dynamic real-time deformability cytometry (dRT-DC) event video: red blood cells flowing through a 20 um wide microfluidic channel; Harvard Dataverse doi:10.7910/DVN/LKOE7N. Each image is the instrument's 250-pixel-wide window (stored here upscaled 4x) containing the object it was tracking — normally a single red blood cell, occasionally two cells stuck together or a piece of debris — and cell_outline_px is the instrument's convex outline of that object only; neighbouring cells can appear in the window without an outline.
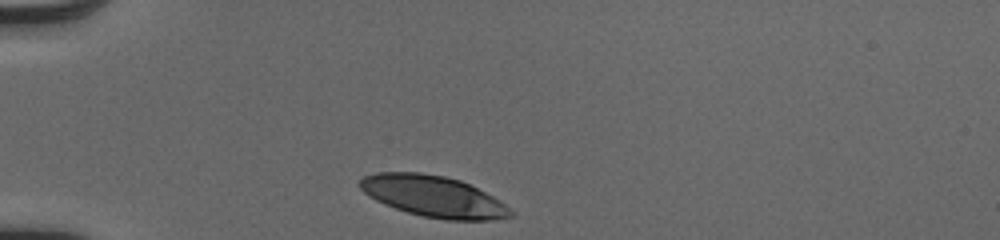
{"species": "human", "species_latin": "Homo sapiens", "temperature_condition": "cold", "stored_images_in_passage": 30, "camera_frame_rate_fps": 3000, "um_per_image_px": 0.085, "donor": {"sex": "male"}, "frame": {"image": 1, "passage_image": 1, "time_ms": 0.0, "image_size_px": [1000, 240], "cell_outline_px": [[516, 212], [512, 216], [496, 220], [448, 220], [424, 216], [408, 212], [384, 204], [368, 196], [360, 188], [360, 180], [364, 176], [376, 172], [420, 172], [444, 176], [460, 180], [500, 200]], "centroid_in_image_um": [36.86, 16.69], "position_along_channel_um": 48.1, "area_um2": 36.13}}
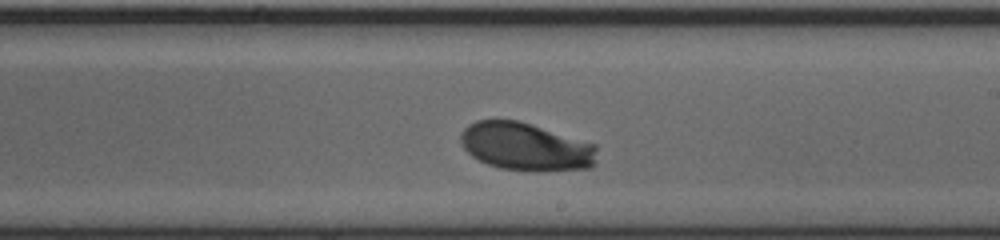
{"frame": {"image": 2, "passage_image": 18, "time_ms": 5.667, "image_size_px": [1000, 240], "cell_outline_px": [[596, 164], [592, 168], [540, 172], [532, 172], [500, 168], [488, 164], [472, 156], [464, 148], [460, 140], [460, 136], [464, 128], [468, 124], [476, 120], [516, 120], [596, 144]], "centroid_in_image_um": [44.71, 12.49], "position_along_channel_um": 244.3, "area_um2": 38.26}}
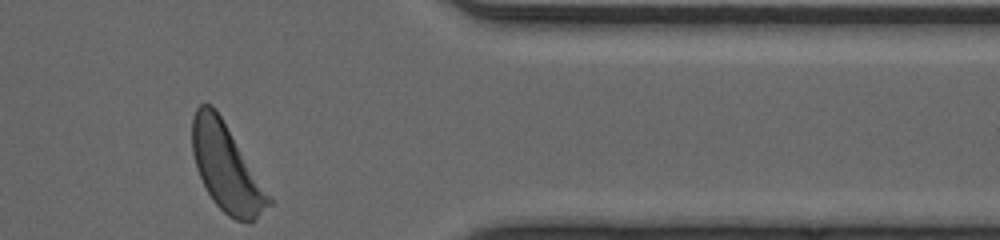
{"frame": {"image": 3, "passage_image": 30, "time_ms": 9.667, "image_size_px": [1000, 240], "cell_outline_px": [[272, 204], [252, 220], [236, 220], [228, 216], [212, 200], [196, 168], [192, 152], [192, 116], [196, 108], [200, 104], [212, 104], [216, 108], [272, 200]], "centroid_in_image_um": [19.19, 14.21], "position_along_channel_um": 392.2, "area_um2": 37.92}, "authors_computed_cell_mechanics": {"area_um2": 37.9168, "velocity_mm_per_s": 4.0267, "shape_relaxation_time_tau1_ms": 1.2222, "shape_relaxation_time_tau2_ms": null, "deformation_change_tau1": 0.1182, "deformation_change_tau2": null}}